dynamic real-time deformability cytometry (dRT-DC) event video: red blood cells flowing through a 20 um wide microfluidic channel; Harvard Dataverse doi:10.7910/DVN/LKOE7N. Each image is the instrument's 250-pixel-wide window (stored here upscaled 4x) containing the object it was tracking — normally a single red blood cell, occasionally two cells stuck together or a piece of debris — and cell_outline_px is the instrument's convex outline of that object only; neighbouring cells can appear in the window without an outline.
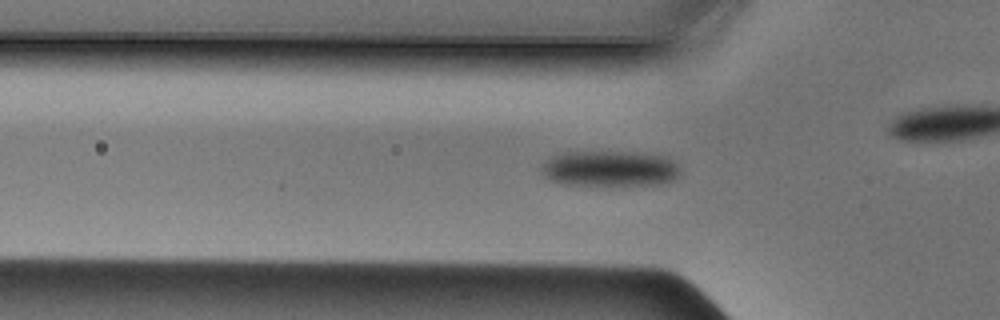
{"species": "Egyptian fruit bat (a non-hibernating species)", "species_latin": "Rousettus aegyptiacus", "temperature_condition": "cold", "stored_images_in_passage": 48, "camera_frame_rate_fps": 3000, "um_per_image_px": 0.085, "animal": {"sex": "male"}, "frame": {"image": 1, "passage_image": 14, "time_ms": 4.333, "image_size_px": [1000, 320], "cell_outline_px": [[680, 172], [672, 180], [660, 184], [560, 184], [544, 176], [540, 172], [540, 168], [552, 156], [564, 152], [624, 152], [660, 156], [676, 164], [680, 168]], "centroid_in_image_um": [51.76, 14.33], "position_along_channel_um": 74.0, "area_um2": 28.09}}
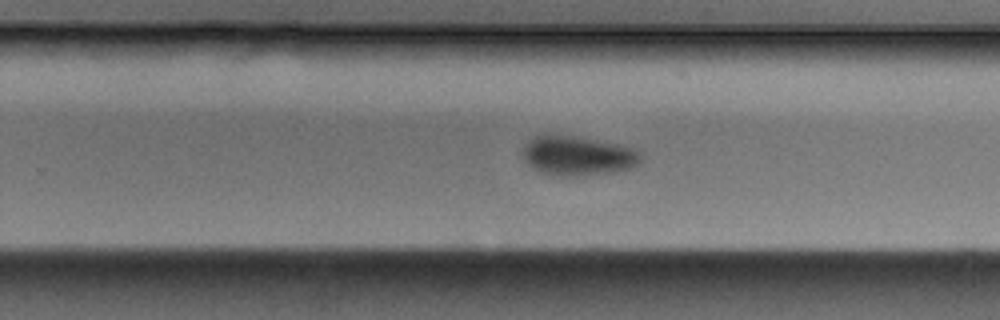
{"frame": {"image": 2, "passage_image": 29, "time_ms": 9.333, "image_size_px": [1000, 320], "cell_outline_px": [[640, 160], [632, 168], [612, 172], [576, 176], [560, 176], [540, 172], [532, 168], [524, 160], [520, 152], [528, 140], [532, 136], [544, 132], [572, 136], [624, 144], [640, 152]], "centroid_in_image_um": [49.03, 13.2], "position_along_channel_um": 280.8, "area_um2": 27.74}}
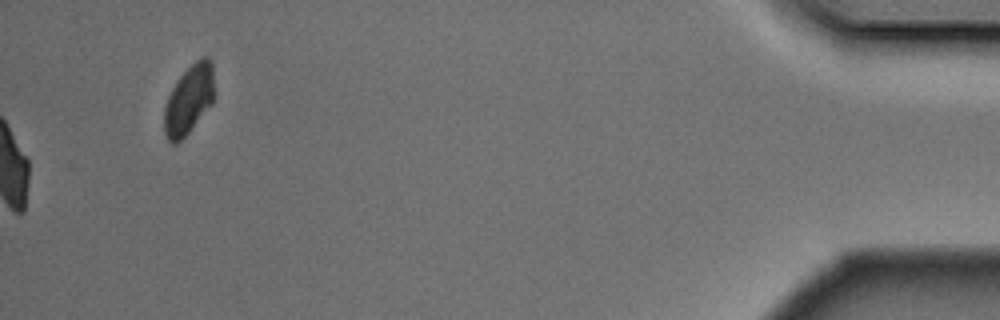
{"frame": {"image": 3, "passage_image": 48, "time_ms": 15.667, "image_size_px": [1000, 320], "cell_outline_px": [[212, 104], [188, 132], [176, 144], [172, 144], [168, 140], [164, 132], [164, 108], [168, 96], [176, 80], [200, 56], [208, 56], [212, 60]], "centroid_in_image_um": [16.03, 8.46], "position_along_channel_um": 419.2, "area_um2": 19.88}}